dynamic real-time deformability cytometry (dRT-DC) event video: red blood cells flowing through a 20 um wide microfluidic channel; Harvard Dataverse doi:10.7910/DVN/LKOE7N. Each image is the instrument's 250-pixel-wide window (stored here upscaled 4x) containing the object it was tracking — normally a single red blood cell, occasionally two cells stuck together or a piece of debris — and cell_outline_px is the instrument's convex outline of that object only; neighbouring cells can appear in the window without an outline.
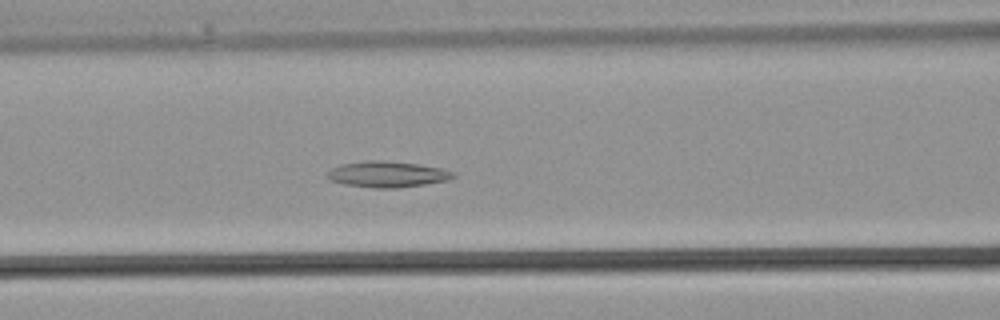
{"species": "common noctule bat (a hibernating species)", "species_latin": "Nyctalus noctula", "temperature_condition": "warm", "stored_images_in_passage": 35, "camera_frame_rate_fps": 3000, "um_per_image_px": 0.085, "animal": {"sex": "male", "body_mass_g": 21.5, "forearm_length_mm": 52.0}, "frame": {"image": 1, "passage_image": 14, "time_ms": 4.333, "image_size_px": [1000, 320], "cell_outline_px": [[456, 176], [448, 180], [424, 184], [396, 188], [372, 188], [344, 184], [328, 180], [324, 176], [332, 168], [340, 164], [364, 160], [380, 160], [416, 164], [440, 168], [456, 172]], "centroid_in_image_um": [32.87, 14.81], "position_along_channel_um": 133.7, "area_um2": 19.19}}
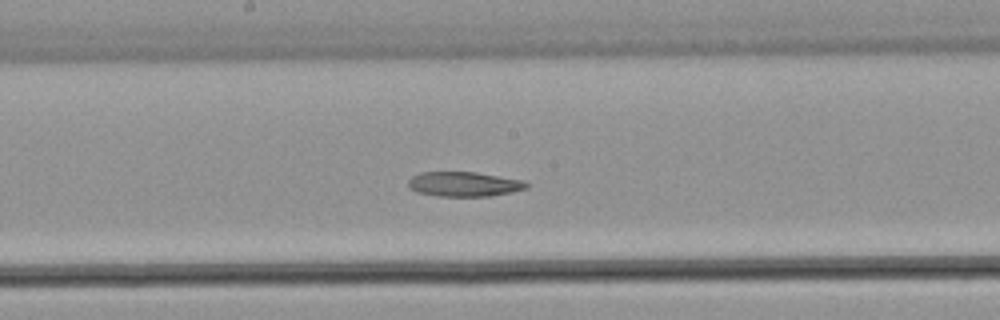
{"frame": {"image": 2, "passage_image": 18, "time_ms": 5.667, "image_size_px": [1000, 320], "cell_outline_px": [[532, 184], [528, 188], [512, 192], [492, 196], [436, 196], [416, 192], [408, 188], [408, 180], [412, 176], [420, 172], [476, 172], [524, 180]], "centroid_in_image_um": [39.47, 15.65], "position_along_channel_um": 208.7, "area_um2": 17.34}}
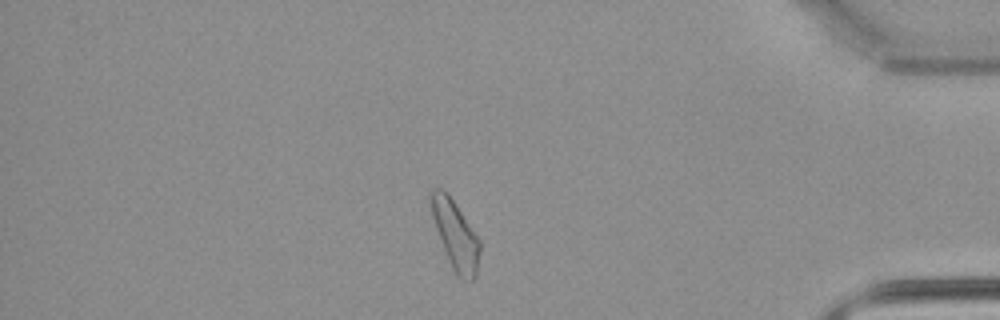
{"frame": {"image": 3, "passage_image": 30, "time_ms": 9.667, "image_size_px": [1000, 320], "cell_outline_px": [[480, 252], [476, 276], [472, 280], [460, 280], [456, 276], [448, 260], [436, 228], [432, 216], [428, 200], [428, 196], [432, 188], [440, 188], [456, 204], [480, 240]], "centroid_in_image_um": [38.7, 19.99], "position_along_channel_um": 396.5, "area_um2": 19.48}}